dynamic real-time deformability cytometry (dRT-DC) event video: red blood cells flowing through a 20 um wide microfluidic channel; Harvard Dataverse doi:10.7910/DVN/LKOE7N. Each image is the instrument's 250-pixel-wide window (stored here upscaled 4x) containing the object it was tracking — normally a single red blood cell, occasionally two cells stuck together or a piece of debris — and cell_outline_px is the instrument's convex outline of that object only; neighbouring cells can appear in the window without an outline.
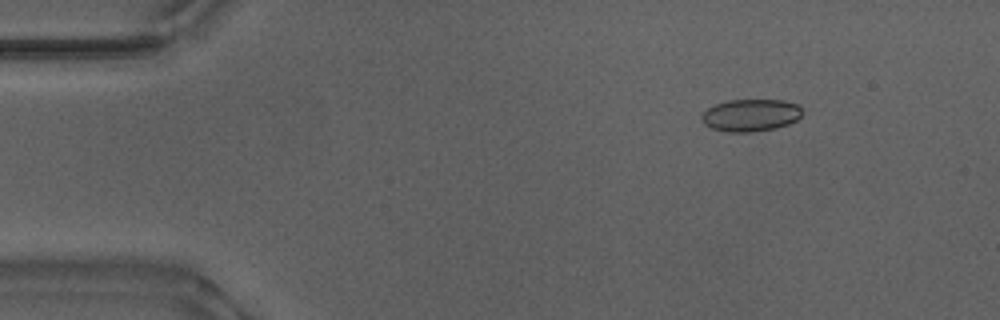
{"species": "Egyptian fruit bat (a non-hibernating species)", "species_latin": "Rousettus aegyptiacus", "temperature_condition": "warm", "stored_images_in_passage": 15, "camera_frame_rate_fps": 3000, "um_per_image_px": 0.085, "animal": {"sex": "male"}, "frame": {"image": 1, "passage_image": 7, "time_ms": 2.0, "image_size_px": [1000, 320], "cell_outline_px": [[804, 112], [796, 120], [788, 124], [776, 128], [752, 132], [728, 132], [712, 128], [704, 124], [700, 116], [708, 108], [716, 104], [728, 100], [784, 100], [796, 104]], "centroid_in_image_um": [63.81, 9.79], "position_along_channel_um": 21.2, "area_um2": 18.9}}